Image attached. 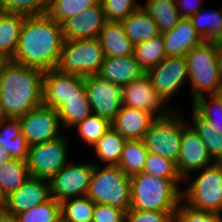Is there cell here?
<instances>
[{
  "label": "cell",
  "mask_w": 222,
  "mask_h": 222,
  "mask_svg": "<svg viewBox=\"0 0 222 222\" xmlns=\"http://www.w3.org/2000/svg\"><path fill=\"white\" fill-rule=\"evenodd\" d=\"M64 40L62 25L47 14L25 16L11 60L43 71L55 69Z\"/></svg>",
  "instance_id": "6da1fadb"
},
{
  "label": "cell",
  "mask_w": 222,
  "mask_h": 222,
  "mask_svg": "<svg viewBox=\"0 0 222 222\" xmlns=\"http://www.w3.org/2000/svg\"><path fill=\"white\" fill-rule=\"evenodd\" d=\"M42 69L8 60L0 74V103L4 116L20 118L43 104Z\"/></svg>",
  "instance_id": "7a4b0ae2"
},
{
  "label": "cell",
  "mask_w": 222,
  "mask_h": 222,
  "mask_svg": "<svg viewBox=\"0 0 222 222\" xmlns=\"http://www.w3.org/2000/svg\"><path fill=\"white\" fill-rule=\"evenodd\" d=\"M183 179L159 178L144 172L131 176L130 209L176 212L182 201Z\"/></svg>",
  "instance_id": "3957f363"
},
{
  "label": "cell",
  "mask_w": 222,
  "mask_h": 222,
  "mask_svg": "<svg viewBox=\"0 0 222 222\" xmlns=\"http://www.w3.org/2000/svg\"><path fill=\"white\" fill-rule=\"evenodd\" d=\"M218 51L219 48L213 41H204L185 55L191 103L198 97L217 94L222 86L219 78Z\"/></svg>",
  "instance_id": "277c9868"
},
{
  "label": "cell",
  "mask_w": 222,
  "mask_h": 222,
  "mask_svg": "<svg viewBox=\"0 0 222 222\" xmlns=\"http://www.w3.org/2000/svg\"><path fill=\"white\" fill-rule=\"evenodd\" d=\"M94 164L87 196L94 203L116 206L127 212L131 205V176L119 166Z\"/></svg>",
  "instance_id": "5b68a950"
},
{
  "label": "cell",
  "mask_w": 222,
  "mask_h": 222,
  "mask_svg": "<svg viewBox=\"0 0 222 222\" xmlns=\"http://www.w3.org/2000/svg\"><path fill=\"white\" fill-rule=\"evenodd\" d=\"M199 174L194 180L192 175L183 180L188 185L182 200L193 209L222 214V163L215 162Z\"/></svg>",
  "instance_id": "8992f818"
},
{
  "label": "cell",
  "mask_w": 222,
  "mask_h": 222,
  "mask_svg": "<svg viewBox=\"0 0 222 222\" xmlns=\"http://www.w3.org/2000/svg\"><path fill=\"white\" fill-rule=\"evenodd\" d=\"M178 111L175 109L169 115L155 119L142 139L149 153L165 157L175 164L179 158L183 129L188 125Z\"/></svg>",
  "instance_id": "52a82bcc"
},
{
  "label": "cell",
  "mask_w": 222,
  "mask_h": 222,
  "mask_svg": "<svg viewBox=\"0 0 222 222\" xmlns=\"http://www.w3.org/2000/svg\"><path fill=\"white\" fill-rule=\"evenodd\" d=\"M104 57L98 38L65 39L56 68L64 73L83 77L98 75Z\"/></svg>",
  "instance_id": "ba28073f"
},
{
  "label": "cell",
  "mask_w": 222,
  "mask_h": 222,
  "mask_svg": "<svg viewBox=\"0 0 222 222\" xmlns=\"http://www.w3.org/2000/svg\"><path fill=\"white\" fill-rule=\"evenodd\" d=\"M67 137L62 136L29 147L26 160L30 176L50 179L69 161Z\"/></svg>",
  "instance_id": "9c48e42d"
},
{
  "label": "cell",
  "mask_w": 222,
  "mask_h": 222,
  "mask_svg": "<svg viewBox=\"0 0 222 222\" xmlns=\"http://www.w3.org/2000/svg\"><path fill=\"white\" fill-rule=\"evenodd\" d=\"M95 164L67 163L49 179L51 197L58 202L75 197L86 196Z\"/></svg>",
  "instance_id": "30bf717a"
},
{
  "label": "cell",
  "mask_w": 222,
  "mask_h": 222,
  "mask_svg": "<svg viewBox=\"0 0 222 222\" xmlns=\"http://www.w3.org/2000/svg\"><path fill=\"white\" fill-rule=\"evenodd\" d=\"M72 98H88L84 77L64 73L57 68L47 70L43 79V105L56 111Z\"/></svg>",
  "instance_id": "8fae6325"
},
{
  "label": "cell",
  "mask_w": 222,
  "mask_h": 222,
  "mask_svg": "<svg viewBox=\"0 0 222 222\" xmlns=\"http://www.w3.org/2000/svg\"><path fill=\"white\" fill-rule=\"evenodd\" d=\"M84 85L93 114L112 122L123 106L122 87L99 75L85 76Z\"/></svg>",
  "instance_id": "7c38bea8"
},
{
  "label": "cell",
  "mask_w": 222,
  "mask_h": 222,
  "mask_svg": "<svg viewBox=\"0 0 222 222\" xmlns=\"http://www.w3.org/2000/svg\"><path fill=\"white\" fill-rule=\"evenodd\" d=\"M19 119L21 121V132L29 147L66 134L60 130L62 125L57 111L43 104L30 110Z\"/></svg>",
  "instance_id": "4fadbf2b"
},
{
  "label": "cell",
  "mask_w": 222,
  "mask_h": 222,
  "mask_svg": "<svg viewBox=\"0 0 222 222\" xmlns=\"http://www.w3.org/2000/svg\"><path fill=\"white\" fill-rule=\"evenodd\" d=\"M122 102L123 106L145 111L155 119L165 117L175 110L154 90L146 73L122 86Z\"/></svg>",
  "instance_id": "5bb4252c"
},
{
  "label": "cell",
  "mask_w": 222,
  "mask_h": 222,
  "mask_svg": "<svg viewBox=\"0 0 222 222\" xmlns=\"http://www.w3.org/2000/svg\"><path fill=\"white\" fill-rule=\"evenodd\" d=\"M154 90L168 104L185 82H188V67L185 56H167L160 64L146 72Z\"/></svg>",
  "instance_id": "9a60e30c"
},
{
  "label": "cell",
  "mask_w": 222,
  "mask_h": 222,
  "mask_svg": "<svg viewBox=\"0 0 222 222\" xmlns=\"http://www.w3.org/2000/svg\"><path fill=\"white\" fill-rule=\"evenodd\" d=\"M51 198L48 179L30 176L24 184L5 197L0 209L12 216L42 204Z\"/></svg>",
  "instance_id": "2e32d148"
},
{
  "label": "cell",
  "mask_w": 222,
  "mask_h": 222,
  "mask_svg": "<svg viewBox=\"0 0 222 222\" xmlns=\"http://www.w3.org/2000/svg\"><path fill=\"white\" fill-rule=\"evenodd\" d=\"M207 147L200 136L188 124L183 129L179 158L176 163L177 171L184 180L191 171H199L213 165Z\"/></svg>",
  "instance_id": "e0dca14e"
},
{
  "label": "cell",
  "mask_w": 222,
  "mask_h": 222,
  "mask_svg": "<svg viewBox=\"0 0 222 222\" xmlns=\"http://www.w3.org/2000/svg\"><path fill=\"white\" fill-rule=\"evenodd\" d=\"M106 22L103 6L99 1L94 6L80 14L74 15L62 24L64 39L97 38Z\"/></svg>",
  "instance_id": "ac0fdd59"
},
{
  "label": "cell",
  "mask_w": 222,
  "mask_h": 222,
  "mask_svg": "<svg viewBox=\"0 0 222 222\" xmlns=\"http://www.w3.org/2000/svg\"><path fill=\"white\" fill-rule=\"evenodd\" d=\"M162 34L166 54L170 57L185 56L205 41L195 30L190 18H181L172 30Z\"/></svg>",
  "instance_id": "d6986e66"
},
{
  "label": "cell",
  "mask_w": 222,
  "mask_h": 222,
  "mask_svg": "<svg viewBox=\"0 0 222 222\" xmlns=\"http://www.w3.org/2000/svg\"><path fill=\"white\" fill-rule=\"evenodd\" d=\"M155 118L142 110L122 106L111 126L126 140H142Z\"/></svg>",
  "instance_id": "ffe728a7"
},
{
  "label": "cell",
  "mask_w": 222,
  "mask_h": 222,
  "mask_svg": "<svg viewBox=\"0 0 222 222\" xmlns=\"http://www.w3.org/2000/svg\"><path fill=\"white\" fill-rule=\"evenodd\" d=\"M145 74L134 54L121 57H104L98 75L110 82L124 86Z\"/></svg>",
  "instance_id": "44dd1931"
},
{
  "label": "cell",
  "mask_w": 222,
  "mask_h": 222,
  "mask_svg": "<svg viewBox=\"0 0 222 222\" xmlns=\"http://www.w3.org/2000/svg\"><path fill=\"white\" fill-rule=\"evenodd\" d=\"M105 57L129 56L134 53V43L124 32L121 22H106L97 37Z\"/></svg>",
  "instance_id": "7402d4cb"
},
{
  "label": "cell",
  "mask_w": 222,
  "mask_h": 222,
  "mask_svg": "<svg viewBox=\"0 0 222 222\" xmlns=\"http://www.w3.org/2000/svg\"><path fill=\"white\" fill-rule=\"evenodd\" d=\"M0 145L12 158L27 160L29 145L21 132L19 118H3L0 121Z\"/></svg>",
  "instance_id": "603a6c76"
},
{
  "label": "cell",
  "mask_w": 222,
  "mask_h": 222,
  "mask_svg": "<svg viewBox=\"0 0 222 222\" xmlns=\"http://www.w3.org/2000/svg\"><path fill=\"white\" fill-rule=\"evenodd\" d=\"M121 24L124 32L134 45L148 41L160 34L154 19L142 5L125 20L121 21Z\"/></svg>",
  "instance_id": "cb8c5ba5"
},
{
  "label": "cell",
  "mask_w": 222,
  "mask_h": 222,
  "mask_svg": "<svg viewBox=\"0 0 222 222\" xmlns=\"http://www.w3.org/2000/svg\"><path fill=\"white\" fill-rule=\"evenodd\" d=\"M25 16L0 10V55L8 60L14 57Z\"/></svg>",
  "instance_id": "d4e9b609"
},
{
  "label": "cell",
  "mask_w": 222,
  "mask_h": 222,
  "mask_svg": "<svg viewBox=\"0 0 222 222\" xmlns=\"http://www.w3.org/2000/svg\"><path fill=\"white\" fill-rule=\"evenodd\" d=\"M192 121L188 124L200 136L201 140L207 147L210 157L216 163H222V134L214 128L213 124L206 118L202 117L193 107Z\"/></svg>",
  "instance_id": "484cf974"
},
{
  "label": "cell",
  "mask_w": 222,
  "mask_h": 222,
  "mask_svg": "<svg viewBox=\"0 0 222 222\" xmlns=\"http://www.w3.org/2000/svg\"><path fill=\"white\" fill-rule=\"evenodd\" d=\"M30 177L25 160L12 158L0 166V203Z\"/></svg>",
  "instance_id": "4316f807"
},
{
  "label": "cell",
  "mask_w": 222,
  "mask_h": 222,
  "mask_svg": "<svg viewBox=\"0 0 222 222\" xmlns=\"http://www.w3.org/2000/svg\"><path fill=\"white\" fill-rule=\"evenodd\" d=\"M143 8L154 19L159 33L172 30L181 19L176 0H146Z\"/></svg>",
  "instance_id": "83f0119b"
},
{
  "label": "cell",
  "mask_w": 222,
  "mask_h": 222,
  "mask_svg": "<svg viewBox=\"0 0 222 222\" xmlns=\"http://www.w3.org/2000/svg\"><path fill=\"white\" fill-rule=\"evenodd\" d=\"M127 140L120 135L112 126L95 143V156L103 162V165L117 166Z\"/></svg>",
  "instance_id": "f1b7e54d"
},
{
  "label": "cell",
  "mask_w": 222,
  "mask_h": 222,
  "mask_svg": "<svg viewBox=\"0 0 222 222\" xmlns=\"http://www.w3.org/2000/svg\"><path fill=\"white\" fill-rule=\"evenodd\" d=\"M133 54L145 73L151 70L167 57L163 34L160 33L148 41L134 45Z\"/></svg>",
  "instance_id": "f546056e"
},
{
  "label": "cell",
  "mask_w": 222,
  "mask_h": 222,
  "mask_svg": "<svg viewBox=\"0 0 222 222\" xmlns=\"http://www.w3.org/2000/svg\"><path fill=\"white\" fill-rule=\"evenodd\" d=\"M148 151L143 140H127L117 166L129 176L143 171Z\"/></svg>",
  "instance_id": "4dcf8cb0"
},
{
  "label": "cell",
  "mask_w": 222,
  "mask_h": 222,
  "mask_svg": "<svg viewBox=\"0 0 222 222\" xmlns=\"http://www.w3.org/2000/svg\"><path fill=\"white\" fill-rule=\"evenodd\" d=\"M61 222H92L95 203L86 195L63 200Z\"/></svg>",
  "instance_id": "1f68e13d"
},
{
  "label": "cell",
  "mask_w": 222,
  "mask_h": 222,
  "mask_svg": "<svg viewBox=\"0 0 222 222\" xmlns=\"http://www.w3.org/2000/svg\"><path fill=\"white\" fill-rule=\"evenodd\" d=\"M62 129L74 128L79 122L84 121L93 114L88 98H72L66 100L57 110Z\"/></svg>",
  "instance_id": "d6a6232c"
},
{
  "label": "cell",
  "mask_w": 222,
  "mask_h": 222,
  "mask_svg": "<svg viewBox=\"0 0 222 222\" xmlns=\"http://www.w3.org/2000/svg\"><path fill=\"white\" fill-rule=\"evenodd\" d=\"M195 30L205 41H214L222 31V9H213L199 12L190 17Z\"/></svg>",
  "instance_id": "836d02e7"
},
{
  "label": "cell",
  "mask_w": 222,
  "mask_h": 222,
  "mask_svg": "<svg viewBox=\"0 0 222 222\" xmlns=\"http://www.w3.org/2000/svg\"><path fill=\"white\" fill-rule=\"evenodd\" d=\"M99 1L100 0H49L46 14L62 25L67 19L84 12Z\"/></svg>",
  "instance_id": "e575fe53"
},
{
  "label": "cell",
  "mask_w": 222,
  "mask_h": 222,
  "mask_svg": "<svg viewBox=\"0 0 222 222\" xmlns=\"http://www.w3.org/2000/svg\"><path fill=\"white\" fill-rule=\"evenodd\" d=\"M19 222H61L60 202L51 197L46 202L16 215Z\"/></svg>",
  "instance_id": "d590c367"
},
{
  "label": "cell",
  "mask_w": 222,
  "mask_h": 222,
  "mask_svg": "<svg viewBox=\"0 0 222 222\" xmlns=\"http://www.w3.org/2000/svg\"><path fill=\"white\" fill-rule=\"evenodd\" d=\"M110 127L111 122L95 114H92L74 126L82 142H85L88 147L92 148Z\"/></svg>",
  "instance_id": "8d00e7d4"
},
{
  "label": "cell",
  "mask_w": 222,
  "mask_h": 222,
  "mask_svg": "<svg viewBox=\"0 0 222 222\" xmlns=\"http://www.w3.org/2000/svg\"><path fill=\"white\" fill-rule=\"evenodd\" d=\"M192 107L222 134V100L217 94L198 97Z\"/></svg>",
  "instance_id": "74e56055"
},
{
  "label": "cell",
  "mask_w": 222,
  "mask_h": 222,
  "mask_svg": "<svg viewBox=\"0 0 222 222\" xmlns=\"http://www.w3.org/2000/svg\"><path fill=\"white\" fill-rule=\"evenodd\" d=\"M142 172L159 178L182 179L173 161L155 153L148 152Z\"/></svg>",
  "instance_id": "f35d334b"
},
{
  "label": "cell",
  "mask_w": 222,
  "mask_h": 222,
  "mask_svg": "<svg viewBox=\"0 0 222 222\" xmlns=\"http://www.w3.org/2000/svg\"><path fill=\"white\" fill-rule=\"evenodd\" d=\"M49 0H0V10L26 16L46 14Z\"/></svg>",
  "instance_id": "ab89813d"
},
{
  "label": "cell",
  "mask_w": 222,
  "mask_h": 222,
  "mask_svg": "<svg viewBox=\"0 0 222 222\" xmlns=\"http://www.w3.org/2000/svg\"><path fill=\"white\" fill-rule=\"evenodd\" d=\"M100 2L108 22H121L141 6L136 0H100Z\"/></svg>",
  "instance_id": "60d3db41"
},
{
  "label": "cell",
  "mask_w": 222,
  "mask_h": 222,
  "mask_svg": "<svg viewBox=\"0 0 222 222\" xmlns=\"http://www.w3.org/2000/svg\"><path fill=\"white\" fill-rule=\"evenodd\" d=\"M173 222H222V215L193 209L182 200L173 215Z\"/></svg>",
  "instance_id": "b9f144b4"
},
{
  "label": "cell",
  "mask_w": 222,
  "mask_h": 222,
  "mask_svg": "<svg viewBox=\"0 0 222 222\" xmlns=\"http://www.w3.org/2000/svg\"><path fill=\"white\" fill-rule=\"evenodd\" d=\"M175 212L129 209L125 222H173Z\"/></svg>",
  "instance_id": "7bdbcfd3"
},
{
  "label": "cell",
  "mask_w": 222,
  "mask_h": 222,
  "mask_svg": "<svg viewBox=\"0 0 222 222\" xmlns=\"http://www.w3.org/2000/svg\"><path fill=\"white\" fill-rule=\"evenodd\" d=\"M126 211L107 204L95 203L92 222H125Z\"/></svg>",
  "instance_id": "ee69618b"
},
{
  "label": "cell",
  "mask_w": 222,
  "mask_h": 222,
  "mask_svg": "<svg viewBox=\"0 0 222 222\" xmlns=\"http://www.w3.org/2000/svg\"><path fill=\"white\" fill-rule=\"evenodd\" d=\"M203 0H176V6L181 18H190L203 8Z\"/></svg>",
  "instance_id": "f6af8a7d"
},
{
  "label": "cell",
  "mask_w": 222,
  "mask_h": 222,
  "mask_svg": "<svg viewBox=\"0 0 222 222\" xmlns=\"http://www.w3.org/2000/svg\"><path fill=\"white\" fill-rule=\"evenodd\" d=\"M0 222H19L16 216L9 215L0 209Z\"/></svg>",
  "instance_id": "bcb514c9"
},
{
  "label": "cell",
  "mask_w": 222,
  "mask_h": 222,
  "mask_svg": "<svg viewBox=\"0 0 222 222\" xmlns=\"http://www.w3.org/2000/svg\"><path fill=\"white\" fill-rule=\"evenodd\" d=\"M11 159L10 154L0 145V166Z\"/></svg>",
  "instance_id": "7dc6e473"
},
{
  "label": "cell",
  "mask_w": 222,
  "mask_h": 222,
  "mask_svg": "<svg viewBox=\"0 0 222 222\" xmlns=\"http://www.w3.org/2000/svg\"><path fill=\"white\" fill-rule=\"evenodd\" d=\"M218 69H219V78L222 84V50L218 51Z\"/></svg>",
  "instance_id": "c3c4849f"
},
{
  "label": "cell",
  "mask_w": 222,
  "mask_h": 222,
  "mask_svg": "<svg viewBox=\"0 0 222 222\" xmlns=\"http://www.w3.org/2000/svg\"><path fill=\"white\" fill-rule=\"evenodd\" d=\"M215 45L222 50V31L220 34L216 37V39L213 41Z\"/></svg>",
  "instance_id": "681fc988"
},
{
  "label": "cell",
  "mask_w": 222,
  "mask_h": 222,
  "mask_svg": "<svg viewBox=\"0 0 222 222\" xmlns=\"http://www.w3.org/2000/svg\"><path fill=\"white\" fill-rule=\"evenodd\" d=\"M7 61H8V59L5 56L0 55V74H1L2 69Z\"/></svg>",
  "instance_id": "f907efd6"
},
{
  "label": "cell",
  "mask_w": 222,
  "mask_h": 222,
  "mask_svg": "<svg viewBox=\"0 0 222 222\" xmlns=\"http://www.w3.org/2000/svg\"><path fill=\"white\" fill-rule=\"evenodd\" d=\"M217 95L219 96V98L222 100V86L219 88Z\"/></svg>",
  "instance_id": "816d5d0a"
},
{
  "label": "cell",
  "mask_w": 222,
  "mask_h": 222,
  "mask_svg": "<svg viewBox=\"0 0 222 222\" xmlns=\"http://www.w3.org/2000/svg\"><path fill=\"white\" fill-rule=\"evenodd\" d=\"M3 118H5V116H4V113H3V111H2L1 103H0V121H1Z\"/></svg>",
  "instance_id": "f5cc1de1"
}]
</instances>
